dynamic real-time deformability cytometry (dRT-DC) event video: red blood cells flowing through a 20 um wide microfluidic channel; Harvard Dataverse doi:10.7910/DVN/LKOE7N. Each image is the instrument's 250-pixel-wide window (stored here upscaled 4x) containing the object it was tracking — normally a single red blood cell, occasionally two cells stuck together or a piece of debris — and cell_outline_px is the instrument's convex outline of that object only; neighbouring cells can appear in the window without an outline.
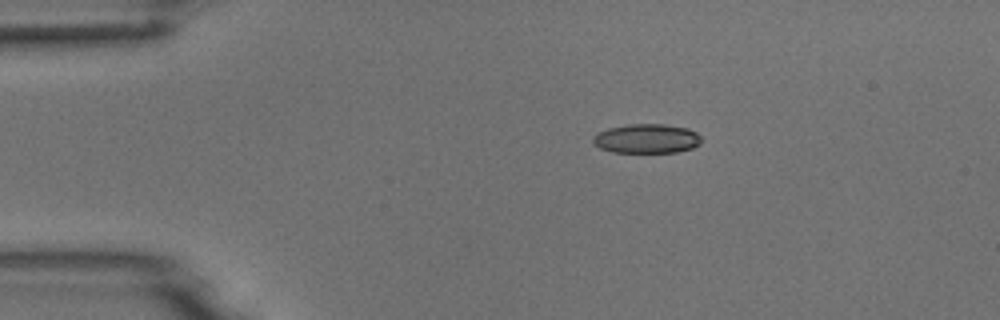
{"species": "common noctule bat (a hibernating species)", "species_latin": "Nyctalus noctula", "temperature_condition": "room temperature", "stored_images_in_passage": 6, "camera_frame_rate_fps": 3000, "um_per_image_px": 0.085, "animal": {"sex": "male", "body_mass_g": 18.8}, "frame": {"image": 1, "passage_image": 3, "time_ms": 0.667, "image_size_px": [1000, 320], "cell_outline_px": [[704, 140], [700, 144], [692, 148], [676, 152], [612, 152], [600, 148], [592, 140], [592, 136], [608, 128], [628, 124], [664, 124], [688, 128], [696, 132]], "centroid_in_image_um": [55.0, 11.78], "position_along_channel_um": 30.0, "area_um2": 18.55}}
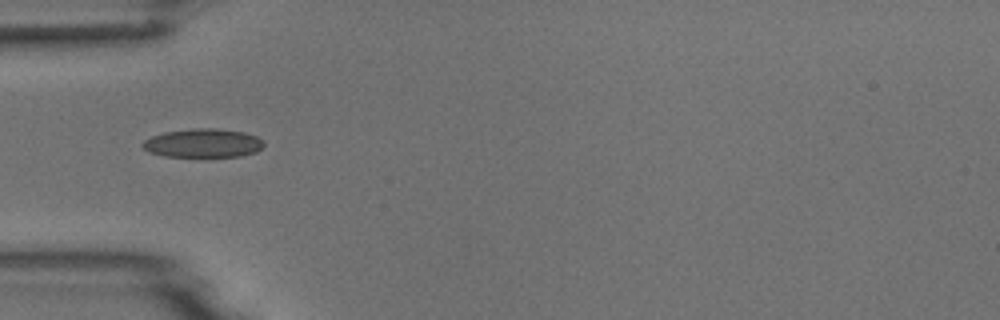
{"frame": {"image": 2, "passage_image": 5, "time_ms": 1.333, "image_size_px": [1000, 320], "cell_outline_px": [[264, 144], [256, 152], [240, 156], [164, 156], [148, 152], [140, 144], [144, 140], [152, 136], [164, 132], [196, 128], [216, 128], [244, 132], [256, 136], [264, 140]], "centroid_in_image_um": [17.25, 12.16], "position_along_channel_um": 67.7, "area_um2": 20.23}}